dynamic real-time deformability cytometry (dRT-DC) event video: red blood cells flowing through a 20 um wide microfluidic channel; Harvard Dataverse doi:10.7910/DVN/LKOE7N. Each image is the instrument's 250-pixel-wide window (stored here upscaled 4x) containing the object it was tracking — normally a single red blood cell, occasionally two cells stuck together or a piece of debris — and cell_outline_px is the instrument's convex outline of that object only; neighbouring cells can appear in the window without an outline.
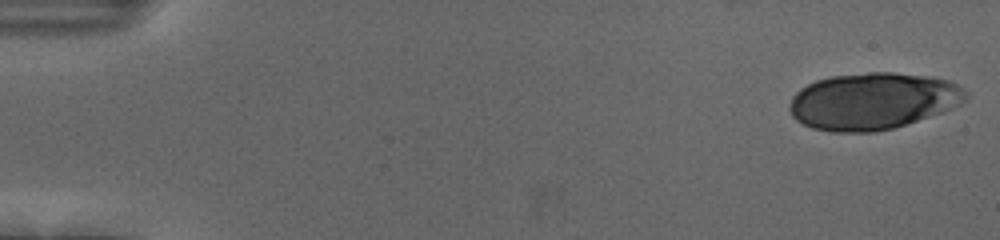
{"species": "human", "species_latin": "Homo sapiens", "temperature_condition": "cold", "stored_images_in_passage": 54, "camera_frame_rate_fps": 3000, "um_per_image_px": 0.085, "donor": {"sex": "female"}, "frame": {"image": 1, "passage_image": 1, "time_ms": 0.0, "image_size_px": [1000, 240], "cell_outline_px": [[968, 100], [944, 112], [892, 128], [876, 132], [832, 132], [812, 128], [796, 120], [792, 116], [788, 108], [792, 96], [800, 88], [816, 80], [832, 76], [868, 72], [892, 72], [928, 76], [948, 80], [956, 84], [968, 92]], "centroid_in_image_um": [74.2, 8.59], "position_along_channel_um": 10.8, "area_um2": 58.61}}
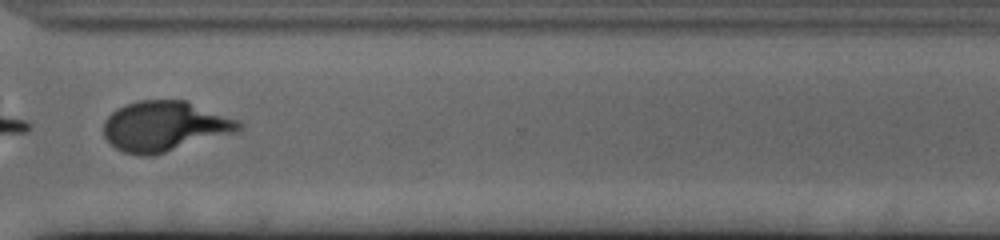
{"frame": {"image": 2, "passage_image": 42, "time_ms": 13.667, "image_size_px": [1000, 240], "cell_outline_px": [[244, 128], [236, 132], [152, 156], [140, 156], [124, 152], [116, 148], [104, 136], [104, 120], [116, 108], [140, 100], [188, 100], [240, 120], [244, 124]], "centroid_in_image_um": [14.04, 10.72], "position_along_channel_um": 356.6, "area_um2": 39.77}, "authors_computed_cell_mechanics": {"area_um2": 40.0554, "velocity_mm_per_s": 3.6918, "shape_relaxation_time_tau1_ms": 2.9234, "shape_relaxation_time_tau2_ms": null, "deformation_change_tau1": 0.1439, "deformation_change_tau2": null}}